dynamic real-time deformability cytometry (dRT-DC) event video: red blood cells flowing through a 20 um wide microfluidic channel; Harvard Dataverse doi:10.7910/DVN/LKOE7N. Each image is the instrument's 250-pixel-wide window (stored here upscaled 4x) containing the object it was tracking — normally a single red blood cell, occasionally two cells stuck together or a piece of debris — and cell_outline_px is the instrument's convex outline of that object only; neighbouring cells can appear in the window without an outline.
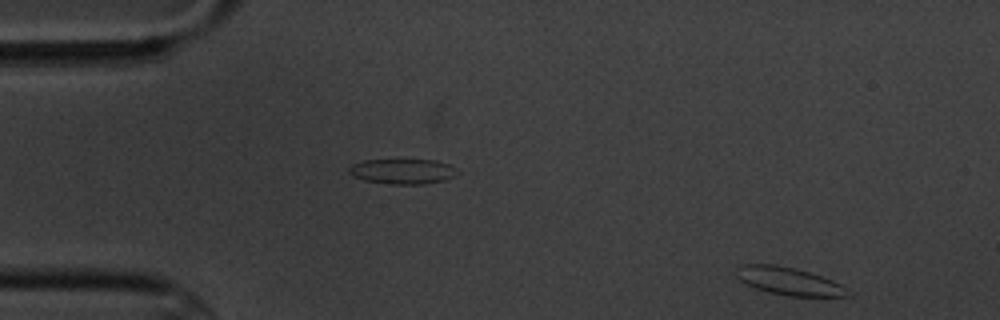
{"species": "common noctule bat (a hibernating species)", "species_latin": "Nyctalus noctula", "temperature_condition": "cold", "stored_images_in_passage": 5, "segment_of_instrument_passage": [2, 2], "camera_frame_rate_fps": 3000, "um_per_image_px": 0.085, "animal": {"sex": "male", "body_mass_g": 20.1, "forearm_length_mm": 53.5}, "frame": {"image": 1, "passage_image": 5, "time_ms": 4.333, "image_size_px": [1000, 320], "cell_outline_px": [[848, 296], [788, 296], [768, 292], [744, 284], [736, 276], [736, 268], [740, 264], [776, 264], [796, 268], [832, 280], [848, 288]], "centroid_in_image_um": [67.0, 23.89], "position_along_channel_um": 18.0, "area_um2": 18.03}}